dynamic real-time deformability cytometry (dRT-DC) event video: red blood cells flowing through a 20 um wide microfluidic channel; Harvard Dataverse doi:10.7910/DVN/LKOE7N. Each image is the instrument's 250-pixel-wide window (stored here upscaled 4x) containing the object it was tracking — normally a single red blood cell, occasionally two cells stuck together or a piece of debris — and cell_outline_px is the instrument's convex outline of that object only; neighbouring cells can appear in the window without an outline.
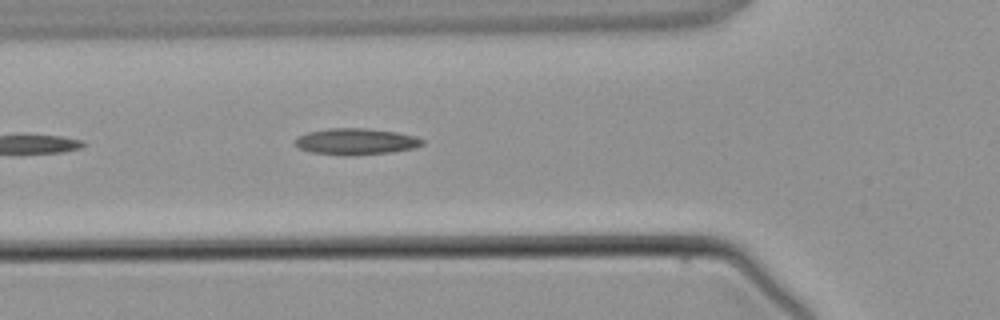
{"species": "common noctule bat (a hibernating species)", "species_latin": "Nyctalus noctula", "temperature_condition": "warm", "stored_images_in_passage": 4, "camera_frame_rate_fps": 3000, "um_per_image_px": 0.085, "animal": {"sex": "male", "body_mass_g": 21.5, "forearm_length_mm": 52.0}, "frame": {"image": 1, "passage_image": 4, "time_ms": 4.667, "image_size_px": [1000, 320], "cell_outline_px": [[424, 144], [416, 148], [392, 152], [352, 156], [344, 156], [312, 152], [300, 148], [296, 144], [296, 140], [300, 136], [308, 132], [328, 128], [364, 128], [396, 132], [416, 136], [424, 140]], "centroid_in_image_um": [30.31, 12.04], "position_along_channel_um": 95.5, "area_um2": 19.59}}